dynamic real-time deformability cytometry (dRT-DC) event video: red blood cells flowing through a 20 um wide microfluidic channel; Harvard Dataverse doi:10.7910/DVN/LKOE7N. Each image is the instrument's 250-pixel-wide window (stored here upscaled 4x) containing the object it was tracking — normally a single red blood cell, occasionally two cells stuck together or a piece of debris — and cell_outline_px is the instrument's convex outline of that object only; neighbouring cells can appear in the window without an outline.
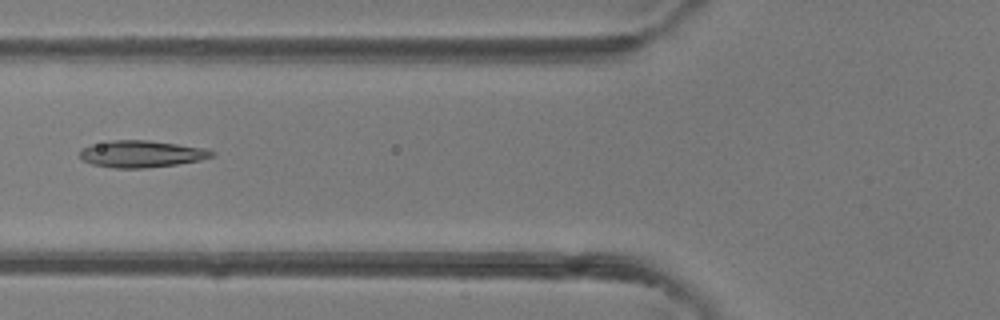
{"species": "common noctule bat (a hibernating species)", "species_latin": "Nyctalus noctula", "temperature_condition": "room temperature", "stored_images_in_passage": 7, "camera_frame_rate_fps": 3000, "um_per_image_px": 0.085, "animal": {"sex": "female"}, "frame": {"image": 1, "passage_image": 7, "time_ms": 6.667, "image_size_px": [1000, 320], "cell_outline_px": [[216, 152], [212, 156], [200, 160], [176, 164], [144, 168], [112, 168], [92, 164], [84, 160], [80, 156], [80, 148], [92, 144], [108, 140], [148, 140], [208, 148]], "centroid_in_image_um": [12.02, 13.07], "position_along_channel_um": 113.8, "area_um2": 20.75}}